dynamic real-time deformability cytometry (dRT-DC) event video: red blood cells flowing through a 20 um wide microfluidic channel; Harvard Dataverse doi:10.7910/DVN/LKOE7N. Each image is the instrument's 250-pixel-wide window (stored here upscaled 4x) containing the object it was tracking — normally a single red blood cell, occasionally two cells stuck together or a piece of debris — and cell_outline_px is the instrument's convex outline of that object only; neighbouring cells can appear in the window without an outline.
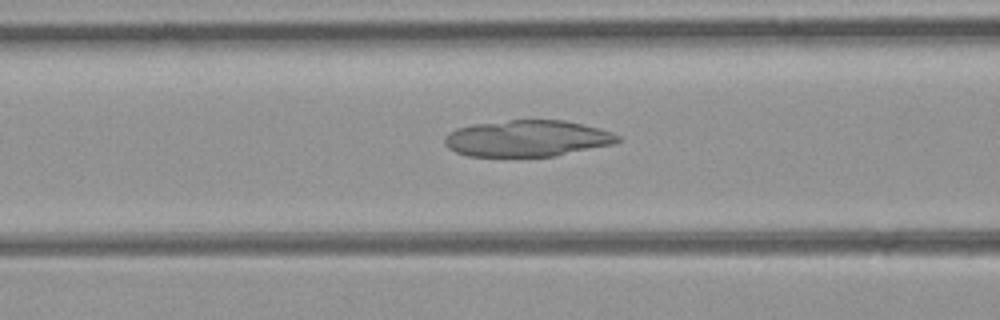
{"species": "common noctule bat (a hibernating species)", "species_latin": "Nyctalus noctula", "temperature_condition": "room temperature", "stored_images_in_passage": 38, "camera_frame_rate_fps": 3000, "um_per_image_px": 0.085, "animal": {"sex": "female", "body_mass_g": 21.9}, "frame": {"image": 1, "passage_image": 9, "time_ms": 2.667, "image_size_px": [1000, 320], "cell_outline_px": [[620, 140], [616, 144], [556, 156], [468, 156], [456, 152], [448, 148], [444, 144], [444, 136], [448, 132], [456, 128], [472, 124], [508, 120], [564, 120], [584, 124], [600, 128], [612, 132], [620, 136]], "centroid_in_image_um": [44.83, 11.76], "position_along_channel_um": 121.8, "area_um2": 37.11}}
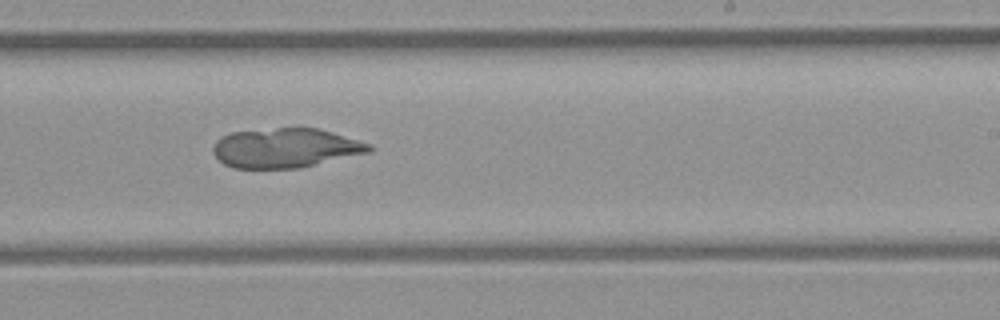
{"frame": {"image": 2, "passage_image": 19, "time_ms": 6.0, "image_size_px": [1000, 320], "cell_outline_px": [[372, 152], [300, 168], [232, 168], [224, 164], [212, 152], [212, 148], [216, 140], [220, 136], [228, 132], [296, 124], [300, 124], [320, 128], [372, 144]], "centroid_in_image_um": [24.27, 12.52], "position_along_channel_um": 264.7, "area_um2": 37.4}}
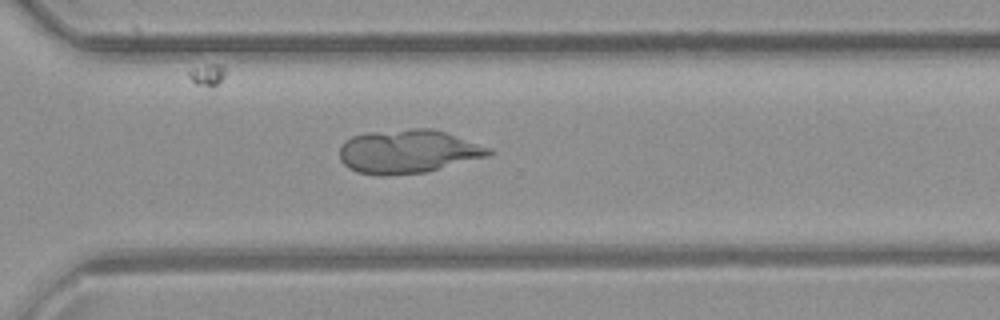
{"frame": {"image": 3, "passage_image": 24, "time_ms": 7.667, "image_size_px": [1000, 320], "cell_outline_px": [[492, 156], [428, 172], [384, 176], [380, 176], [356, 172], [348, 168], [340, 160], [340, 148], [344, 140], [352, 136], [368, 132], [412, 128], [432, 128], [492, 148]], "centroid_in_image_um": [34.7, 12.89], "position_along_channel_um": 335.9, "area_um2": 38.44}}